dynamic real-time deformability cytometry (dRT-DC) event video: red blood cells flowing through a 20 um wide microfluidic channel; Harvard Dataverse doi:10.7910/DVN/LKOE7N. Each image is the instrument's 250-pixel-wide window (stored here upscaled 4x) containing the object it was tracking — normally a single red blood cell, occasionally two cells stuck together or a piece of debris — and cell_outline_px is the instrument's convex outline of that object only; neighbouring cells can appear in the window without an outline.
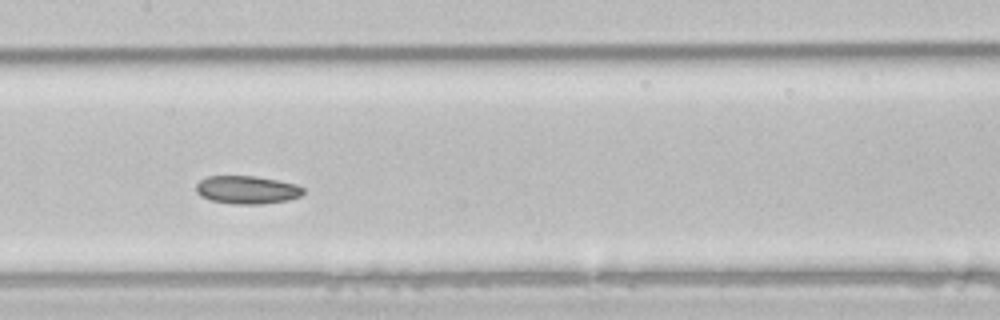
{"species": "common noctule bat (a hibernating species)", "species_latin": "Nyctalus noctula", "temperature_condition": "room temperature", "stored_images_in_passage": 36, "camera_frame_rate_fps": 3000, "um_per_image_px": 0.085, "animal": {"sex": "male", "body_mass_g": 21.5, "forearm_length_mm": 52.0}, "frame": {"image": 1, "passage_image": 11, "time_ms": 3.333, "image_size_px": [1000, 320], "cell_outline_px": [[304, 192], [300, 196], [288, 200], [260, 204], [232, 204], [212, 200], [200, 196], [196, 192], [196, 184], [200, 180], [208, 176], [256, 176], [296, 184], [304, 188]], "centroid_in_image_um": [20.98, 16.13], "position_along_channel_um": 186.4, "area_um2": 17.51}, "authors_computed_cell_mechanics": {"area_um2": 18.2648, "velocity_mm_per_s": 4.0718, "shape_relaxation_time_tau1_ms": 4.4971, "shape_relaxation_time_tau2_ms": 6.4377, "deformation_change_tau1": 0.0767, "deformation_change_tau2": 0.1164}}